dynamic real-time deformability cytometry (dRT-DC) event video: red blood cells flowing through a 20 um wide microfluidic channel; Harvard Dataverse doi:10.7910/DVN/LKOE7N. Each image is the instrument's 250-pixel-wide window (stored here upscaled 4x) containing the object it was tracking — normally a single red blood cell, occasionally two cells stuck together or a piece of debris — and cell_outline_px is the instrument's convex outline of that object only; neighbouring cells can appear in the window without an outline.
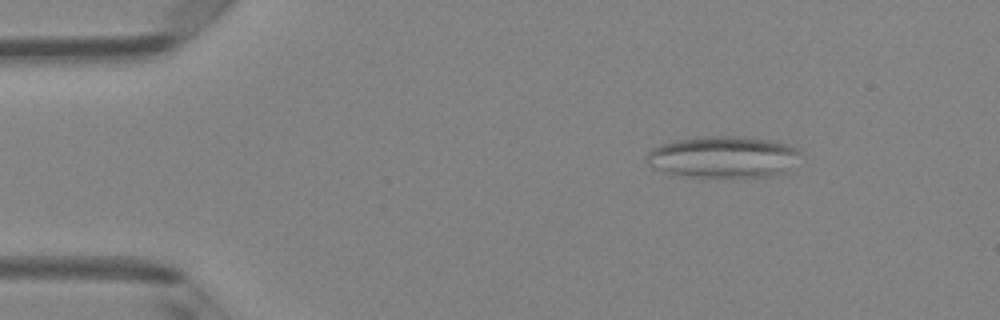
{"species": "Egyptian fruit bat (a non-hibernating species)", "species_latin": "Rousettus aegyptiacus", "temperature_condition": "room temperature", "stored_images_in_passage": 4, "camera_frame_rate_fps": 3000, "um_per_image_px": 0.085, "animal": {"sex": "female"}, "frame": {"image": 1, "passage_image": 2, "time_ms": 0.333, "image_size_px": [1000, 320], "cell_outline_px": [[804, 156], [784, 172], [772, 176], [692, 176], [668, 172], [652, 164], [648, 160], [648, 152], [652, 148], [660, 144], [676, 140], [708, 136], [744, 136], [768, 140], [788, 144], [796, 148]], "centroid_in_image_um": [61.58, 13.31], "position_along_channel_um": 23.4, "area_um2": 36.65}}